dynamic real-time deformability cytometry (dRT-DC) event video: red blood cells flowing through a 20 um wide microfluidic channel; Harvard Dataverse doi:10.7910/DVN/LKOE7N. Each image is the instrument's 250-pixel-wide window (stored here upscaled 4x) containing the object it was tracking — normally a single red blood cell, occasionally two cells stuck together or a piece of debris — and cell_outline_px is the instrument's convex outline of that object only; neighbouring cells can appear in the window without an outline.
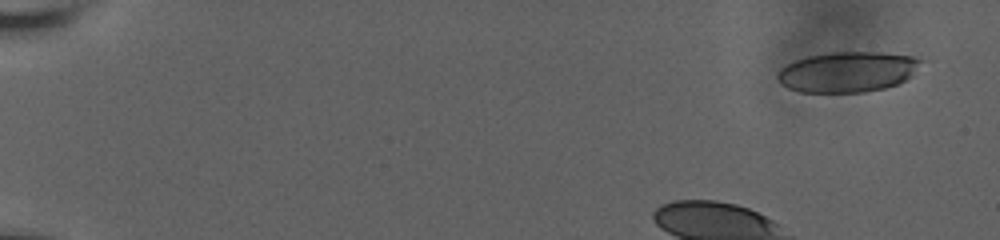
{"species": "human", "species_latin": "Homo sapiens", "temperature_condition": "room temperature", "stored_images_in_passage": 14, "camera_frame_rate_fps": 3000, "um_per_image_px": 0.085, "donor": {"sex": "male"}, "frame": {"image": 1, "passage_image": 1, "time_ms": 0.0, "image_size_px": [1000, 240], "cell_outline_px": [[932, 60], [912, 76], [896, 84], [884, 88], [864, 92], [800, 92], [788, 88], [780, 84], [776, 80], [776, 76], [780, 68], [796, 60], [808, 56], [832, 52], [880, 52], [912, 56]], "centroid_in_image_um": [72.14, 6.1], "position_along_channel_um": 12.9, "area_um2": 34.45}}
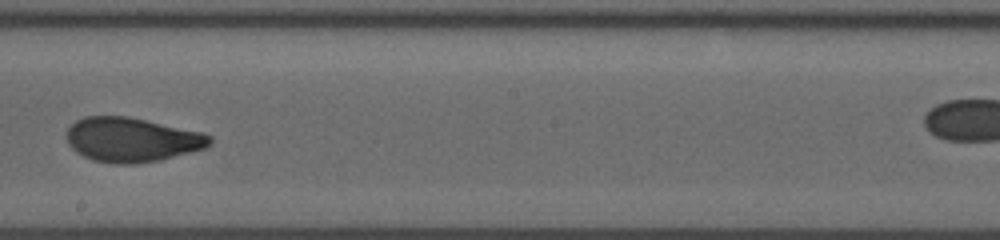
{"frame": {"image": 2, "passage_image": 9, "time_ms": 9.333, "image_size_px": [1000, 240], "cell_outline_px": [[212, 144], [204, 148], [160, 160], [132, 164], [116, 164], [92, 160], [76, 152], [68, 144], [64, 136], [64, 132], [76, 120], [84, 116], [128, 116], [204, 132], [212, 136]], "centroid_in_image_um": [11.18, 11.86], "position_along_channel_um": 237.0, "area_um2": 37.4}}
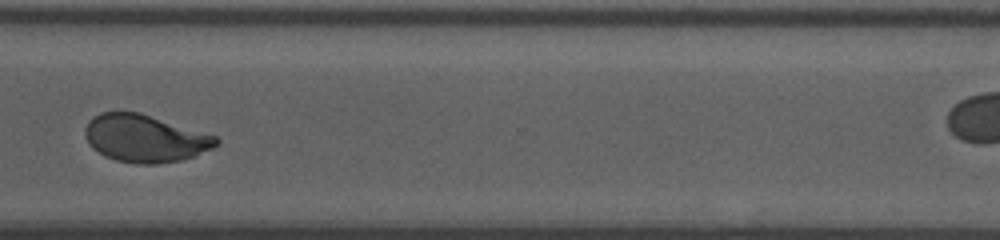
{"frame": {"image": 3, "passage_image": 12, "time_ms": 12.667, "image_size_px": [1000, 240], "cell_outline_px": [[220, 140], [212, 148], [196, 156], [180, 160], [156, 164], [136, 164], [116, 160], [104, 156], [92, 148], [88, 144], [84, 136], [84, 128], [88, 120], [92, 116], [100, 112], [140, 112], [216, 136]], "centroid_in_image_um": [12.27, 11.76], "position_along_channel_um": 358.3, "area_um2": 36.47}}